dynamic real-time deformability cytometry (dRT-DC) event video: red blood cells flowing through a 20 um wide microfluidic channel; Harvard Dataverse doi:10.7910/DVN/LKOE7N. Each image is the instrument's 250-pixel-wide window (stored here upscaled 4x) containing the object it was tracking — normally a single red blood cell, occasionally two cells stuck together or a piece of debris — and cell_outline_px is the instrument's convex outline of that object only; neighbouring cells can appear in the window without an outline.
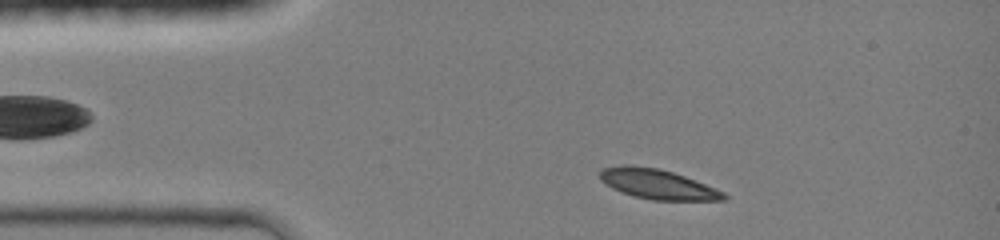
{"species": "common noctule bat (a hibernating species)", "species_latin": "Nyctalus noctula", "temperature_condition": "room temperature", "stored_images_in_passage": 36, "camera_frame_rate_fps": 3000, "um_per_image_px": 0.085, "animal": {"sex": "female", "body_mass_g": 19.0, "forearm_length_mm": 51.5}, "frame": {"image": 1, "passage_image": 3, "time_ms": 0.667, "image_size_px": [1000, 240], "cell_outline_px": [[728, 200], [652, 200], [620, 192], [612, 188], [600, 180], [600, 172], [604, 168], [620, 164], [628, 164], [660, 168], [684, 176], [724, 192], [728, 196]], "centroid_in_image_um": [55.87, 15.64], "position_along_channel_um": 29.1, "area_um2": 21.5}}
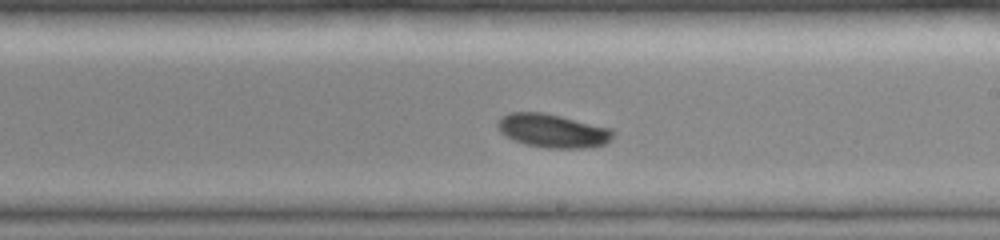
{"frame": {"image": 2, "passage_image": 21, "time_ms": 6.667, "image_size_px": [1000, 240], "cell_outline_px": [[612, 136], [604, 144], [584, 148], [548, 148], [528, 144], [512, 140], [504, 136], [500, 132], [496, 124], [500, 116], [508, 112], [544, 112], [612, 128]], "centroid_in_image_um": [46.91, 11.1], "position_along_channel_um": 242.1, "area_um2": 22.6}}
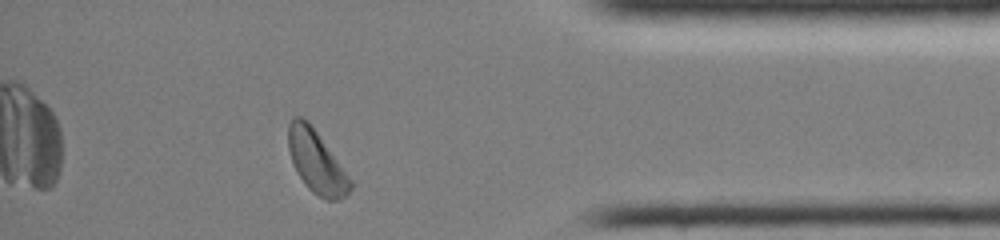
{"frame": {"image": 3, "passage_image": 34, "time_ms": 11.0, "image_size_px": [1000, 240], "cell_outline_px": [[352, 188], [344, 196], [336, 200], [328, 200], [312, 192], [304, 184], [296, 172], [292, 164], [288, 148], [288, 124], [292, 116], [300, 116], [308, 120], [352, 180]], "centroid_in_image_um": [26.86, 13.73], "position_along_channel_um": 408.3, "area_um2": 22.6}, "authors_computed_cell_mechanics": {"area_um2": 22.253, "velocity_mm_per_s": 4.2428, "shape_relaxation_time_tau1_ms": 2.1671, "shape_relaxation_time_tau2_ms": null, "deformation_change_tau1": 0.0943, "deformation_change_tau2": null}}